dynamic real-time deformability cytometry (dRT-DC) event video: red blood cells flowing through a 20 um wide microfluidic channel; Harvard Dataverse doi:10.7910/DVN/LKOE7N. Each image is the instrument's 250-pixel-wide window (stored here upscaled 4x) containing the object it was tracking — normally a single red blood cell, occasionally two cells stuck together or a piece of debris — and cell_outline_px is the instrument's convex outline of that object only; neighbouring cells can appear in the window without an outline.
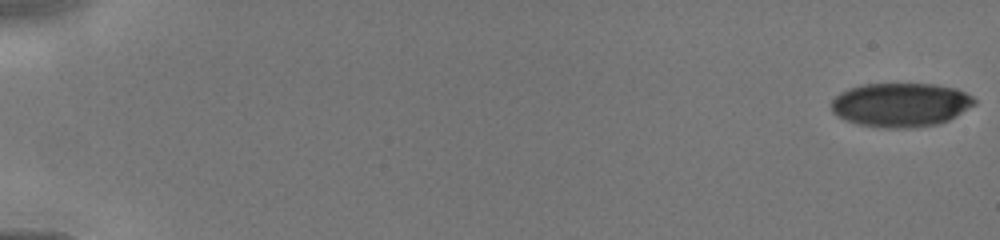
{"species": "human", "species_latin": "Homo sapiens", "temperature_condition": "cold", "stored_images_in_passage": 7, "camera_frame_rate_fps": 3000, "um_per_image_px": 0.085, "donor": {"sex": "male"}, "frame": {"image": 1, "passage_image": 1, "time_ms": 0.0, "image_size_px": [1000, 240], "cell_outline_px": [[976, 104], [956, 116], [948, 120], [936, 124], [916, 128], [884, 128], [860, 124], [844, 120], [836, 116], [832, 112], [832, 100], [840, 92], [848, 88], [864, 84], [936, 84], [956, 88], [972, 96], [976, 100]], "centroid_in_image_um": [76.56, 8.91], "position_along_channel_um": 8.4, "area_um2": 36.88}}
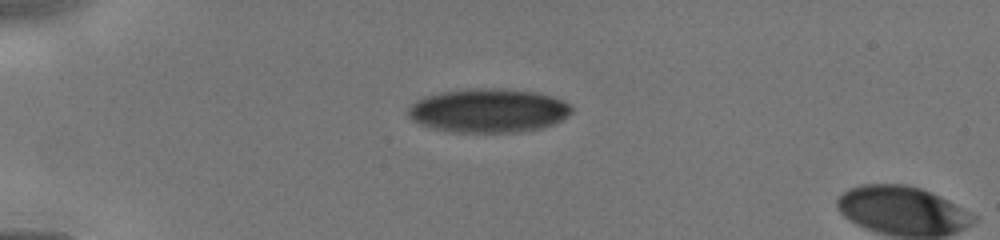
{"frame": {"image": 2, "passage_image": 5, "time_ms": 4.0, "image_size_px": [1000, 240], "cell_outline_px": [[572, 112], [568, 116], [544, 128], [516, 132], [452, 132], [432, 128], [420, 124], [412, 120], [408, 116], [408, 108], [416, 100], [440, 92], [472, 88], [504, 88], [532, 92], [552, 96], [564, 100], [572, 108]], "centroid_in_image_um": [41.52, 9.4], "position_along_channel_um": 43.5, "area_um2": 41.85}}